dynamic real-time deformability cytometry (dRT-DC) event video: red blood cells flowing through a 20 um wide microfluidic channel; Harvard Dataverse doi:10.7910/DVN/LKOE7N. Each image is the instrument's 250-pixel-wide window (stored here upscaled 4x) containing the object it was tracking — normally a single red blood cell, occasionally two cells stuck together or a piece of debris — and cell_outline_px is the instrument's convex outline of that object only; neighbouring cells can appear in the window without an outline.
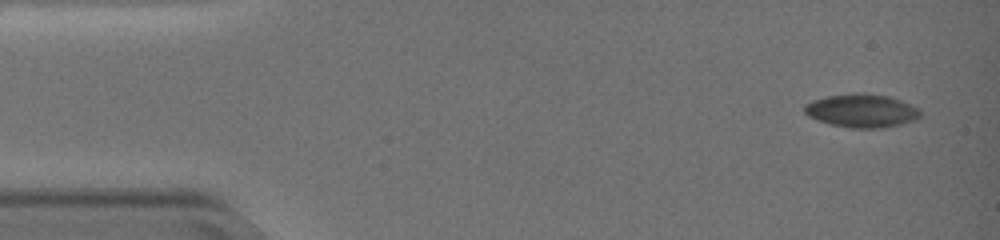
{"species": "common noctule bat (a hibernating species)", "species_latin": "Nyctalus noctula", "temperature_condition": "warm", "stored_images_in_passage": 7, "camera_frame_rate_fps": 3000, "um_per_image_px": 0.085, "animal": {"sex": "female", "body_mass_g": 19.0, "forearm_length_mm": 51.5}, "frame": {"image": 1, "passage_image": 1, "time_ms": 0.0, "image_size_px": [1000, 240], "cell_outline_px": [[920, 116], [916, 120], [904, 124], [884, 128], [852, 128], [832, 124], [808, 116], [804, 112], [804, 104], [812, 100], [828, 96], [852, 92], [864, 92], [888, 96], [900, 100], [920, 108]], "centroid_in_image_um": [73.27, 9.4], "position_along_channel_um": 11.7, "area_um2": 22.77}}
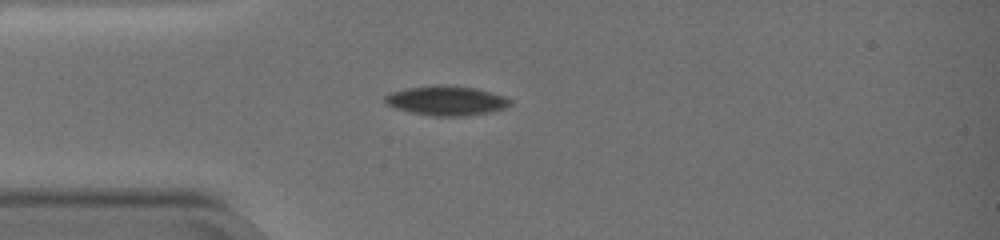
{"frame": {"image": 2, "passage_image": 5, "time_ms": 1.333, "image_size_px": [1000, 240], "cell_outline_px": [[512, 104], [508, 108], [468, 116], [432, 116], [412, 112], [396, 108], [388, 104], [384, 100], [384, 96], [388, 92], [404, 88], [436, 84], [440, 84], [476, 88], [504, 96], [512, 100]], "centroid_in_image_um": [37.95, 8.54], "position_along_channel_um": 47.1, "area_um2": 21.79}}